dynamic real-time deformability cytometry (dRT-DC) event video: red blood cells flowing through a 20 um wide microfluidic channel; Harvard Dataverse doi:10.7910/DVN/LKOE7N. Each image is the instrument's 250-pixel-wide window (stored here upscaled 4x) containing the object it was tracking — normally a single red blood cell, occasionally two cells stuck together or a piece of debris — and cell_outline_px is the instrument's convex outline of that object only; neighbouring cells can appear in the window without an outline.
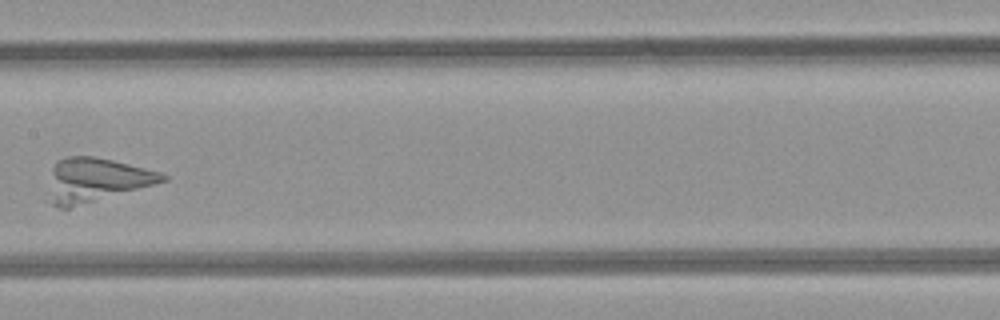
{"species": "common noctule bat (a hibernating species)", "species_latin": "Nyctalus noctula", "temperature_condition": "room temperature", "stored_images_in_passage": 8, "camera_frame_rate_fps": 3000, "um_per_image_px": 0.085, "animal": {"sex": "female", "body_mass_g": 21.9}, "frame": {"image": 1, "passage_image": 7, "time_ms": 7.667, "image_size_px": [1000, 320], "cell_outline_px": [[168, 180], [68, 208], [60, 208], [52, 204], [52, 168], [56, 160], [68, 156], [92, 156], [112, 160], [160, 172], [168, 176]], "centroid_in_image_um": [8.19, 15.27], "position_along_channel_um": 199.2, "area_um2": 28.15}}
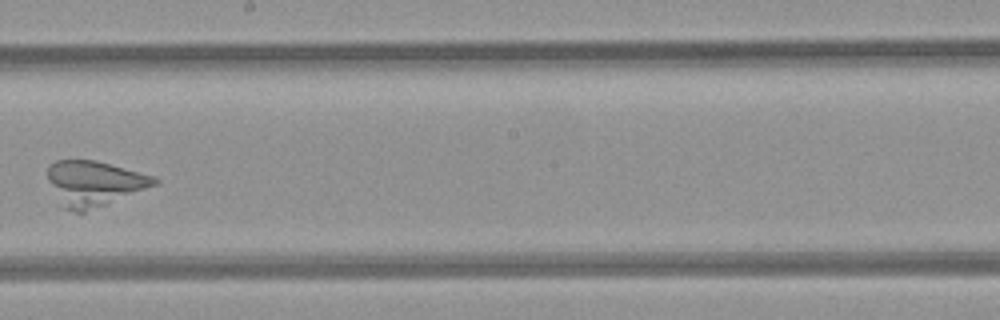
{"frame": {"image": 2, "passage_image": 8, "time_ms": 8.667, "image_size_px": [1000, 320], "cell_outline_px": [[160, 180], [156, 184], [84, 212], [72, 212], [60, 208], [48, 180], [48, 164], [56, 160], [96, 160], [156, 176]], "centroid_in_image_um": [7.94, 15.58], "position_along_channel_um": 240.3, "area_um2": 28.09}}